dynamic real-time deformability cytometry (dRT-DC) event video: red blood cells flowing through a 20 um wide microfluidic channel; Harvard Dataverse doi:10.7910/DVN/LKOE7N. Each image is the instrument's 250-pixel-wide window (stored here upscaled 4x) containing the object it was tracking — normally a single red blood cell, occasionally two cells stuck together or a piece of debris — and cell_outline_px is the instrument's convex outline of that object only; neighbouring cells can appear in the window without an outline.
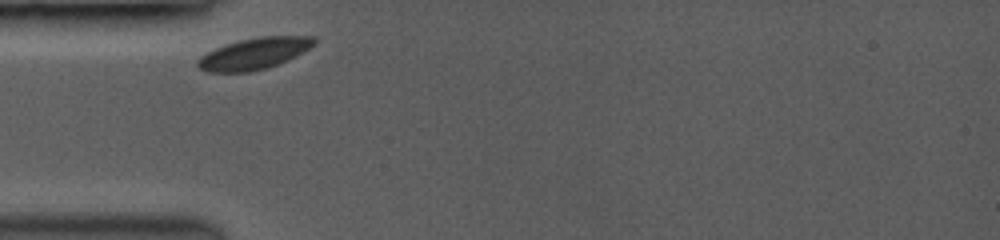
{"species": "common noctule bat (a hibernating species)", "species_latin": "Nyctalus noctula", "temperature_condition": "room temperature", "stored_images_in_passage": 7, "camera_frame_rate_fps": 3500, "um_per_image_px": 0.085, "animal": {"sex": "female", "body_mass_g": 19.0, "forearm_length_mm": 53.3}, "frame": {"image": 1, "passage_image": 1, "time_ms": 0.0, "image_size_px": [1000, 240], "cell_outline_px": [[316, 44], [288, 60], [264, 68], [248, 72], [208, 72], [200, 68], [196, 64], [196, 60], [200, 56], [224, 44], [240, 40], [260, 36], [316, 36]], "centroid_in_image_um": [21.6, 4.54], "position_along_channel_um": 63.4, "area_um2": 21.21}}
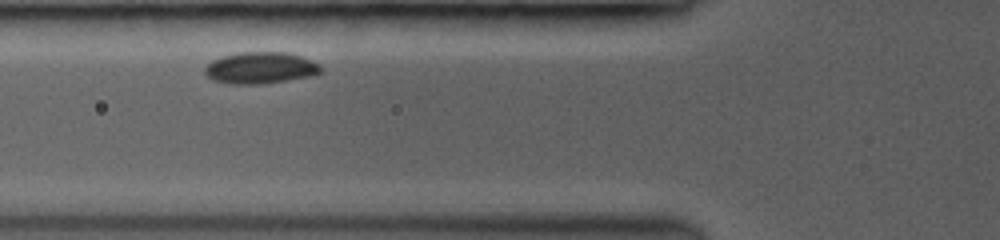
{"frame": {"image": 2, "passage_image": 3, "time_ms": 0.571, "image_size_px": [1000, 240], "cell_outline_px": [[324, 72], [308, 76], [284, 80], [256, 84], [232, 84], [212, 80], [204, 72], [204, 68], [212, 60], [224, 56], [240, 52], [288, 52], [312, 60], [320, 64], [324, 68]], "centroid_in_image_um": [22.16, 5.76], "position_along_channel_um": 103.6, "area_um2": 21.27}}
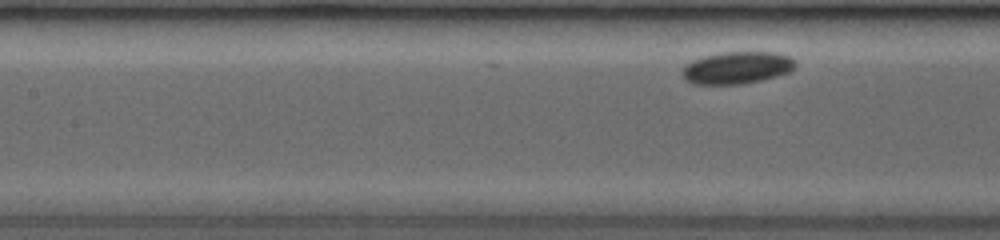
{"frame": {"image": 3, "passage_image": 7, "time_ms": 1.714, "image_size_px": [1000, 240], "cell_outline_px": [[796, 64], [788, 72], [776, 76], [760, 80], [740, 84], [692, 84], [680, 72], [684, 64], [692, 60], [704, 56], [720, 52], [776, 52], [792, 56]], "centroid_in_image_um": [62.62, 5.74], "position_along_channel_um": 144.8, "area_um2": 21.27}}